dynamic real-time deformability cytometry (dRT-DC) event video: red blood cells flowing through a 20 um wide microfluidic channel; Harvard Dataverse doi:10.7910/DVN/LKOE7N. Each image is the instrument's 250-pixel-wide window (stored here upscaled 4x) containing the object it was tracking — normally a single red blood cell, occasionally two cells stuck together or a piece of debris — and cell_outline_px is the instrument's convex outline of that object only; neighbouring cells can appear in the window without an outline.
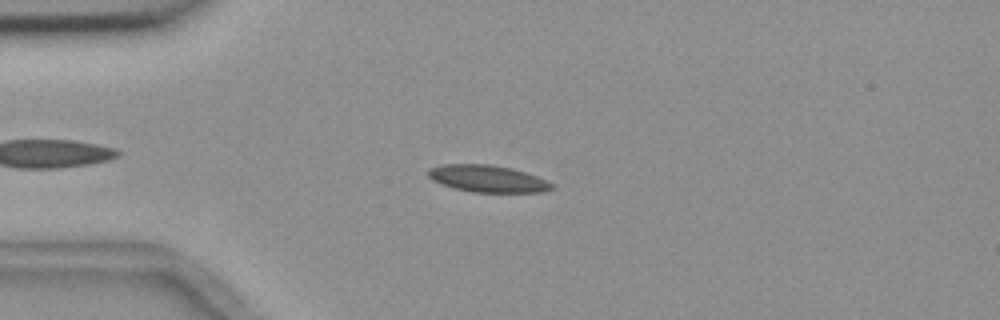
{"species": "common noctule bat (a hibernating species)", "species_latin": "Nyctalus noctula", "temperature_condition": "room temperature", "stored_images_in_passage": 24, "camera_frame_rate_fps": 3000, "um_per_image_px": 0.085, "animal": {"sex": "female", "body_mass_g": 18.4}, "frame": {"image": 1, "passage_image": 8, "time_ms": 2.333, "image_size_px": [1000, 320], "cell_outline_px": [[556, 188], [544, 192], [472, 192], [452, 188], [440, 184], [432, 180], [428, 176], [428, 168], [440, 164], [492, 164], [512, 168], [536, 176], [556, 184]], "centroid_in_image_um": [41.45, 15.19], "position_along_channel_um": 43.6, "area_um2": 19.77}}
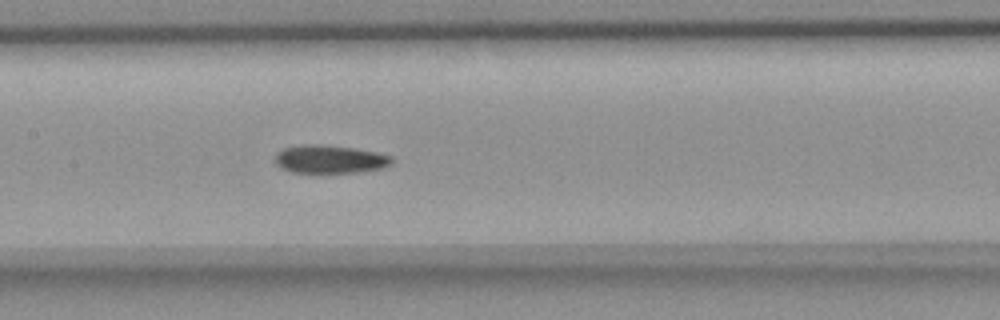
{"frame": {"image": 2, "passage_image": 21, "time_ms": 6.667, "image_size_px": [1000, 320], "cell_outline_px": [[392, 164], [384, 168], [360, 172], [292, 172], [280, 168], [276, 164], [276, 152], [284, 148], [308, 144], [316, 144], [356, 148], [376, 152], [392, 156]], "centroid_in_image_um": [28.06, 13.53], "position_along_channel_um": 179.3, "area_um2": 19.13}}
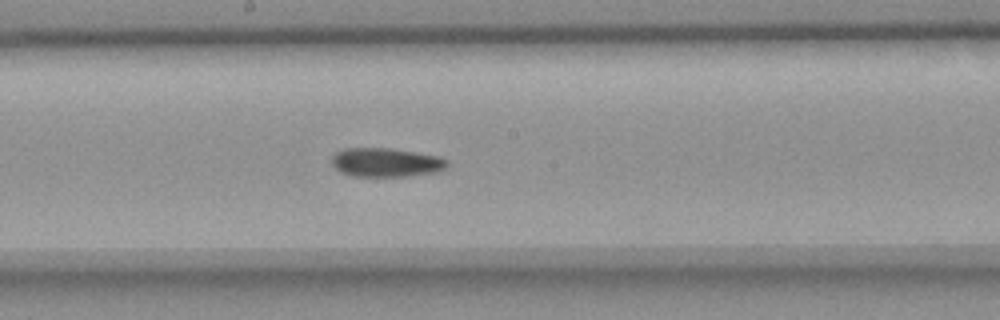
{"frame": {"image": 3, "passage_image": 24, "time_ms": 7.667, "image_size_px": [1000, 320], "cell_outline_px": [[448, 168], [440, 172], [408, 176], [352, 176], [340, 172], [332, 164], [332, 156], [336, 152], [344, 148], [388, 148], [440, 156], [448, 160]], "centroid_in_image_um": [32.85, 13.81], "position_along_channel_um": 215.3, "area_um2": 19.65}}